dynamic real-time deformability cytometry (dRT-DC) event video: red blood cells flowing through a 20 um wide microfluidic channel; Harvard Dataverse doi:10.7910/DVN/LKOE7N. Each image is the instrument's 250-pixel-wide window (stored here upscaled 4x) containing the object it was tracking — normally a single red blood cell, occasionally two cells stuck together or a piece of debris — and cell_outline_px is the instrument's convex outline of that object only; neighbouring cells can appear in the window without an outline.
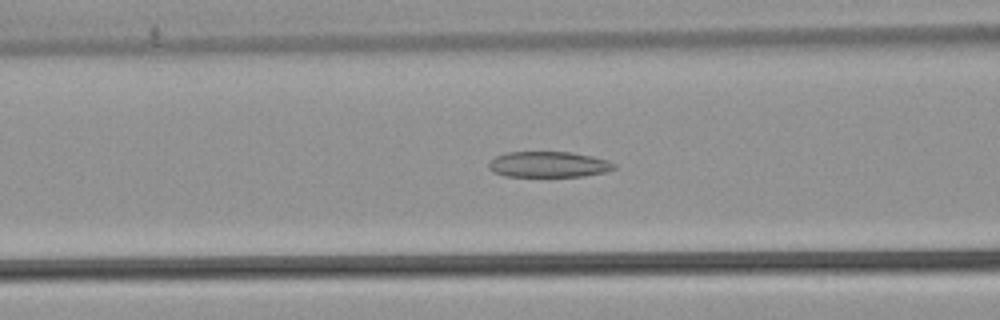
{"species": "common noctule bat (a hibernating species)", "species_latin": "Nyctalus noctula", "temperature_condition": "warm", "stored_images_in_passage": 51, "camera_frame_rate_fps": 3000, "um_per_image_px": 0.085, "animal": {"sex": "male", "body_mass_g": 21.5, "forearm_length_mm": 52.0}, "frame": {"image": 1, "passage_image": 20, "time_ms": 6.333, "image_size_px": [1000, 320], "cell_outline_px": [[616, 168], [608, 172], [584, 176], [504, 176], [492, 172], [488, 168], [488, 164], [496, 156], [508, 152], [572, 152], [592, 156], [608, 160], [616, 164]], "centroid_in_image_um": [46.66, 13.98], "position_along_channel_um": 119.9, "area_um2": 18.96}}
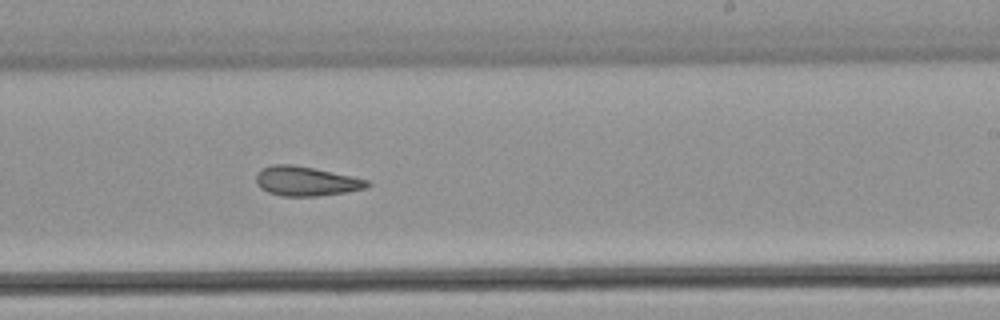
{"frame": {"image": 2, "passage_image": 31, "time_ms": 10.0, "image_size_px": [1000, 320], "cell_outline_px": [[372, 184], [368, 188], [344, 192], [316, 196], [280, 196], [268, 192], [260, 188], [256, 184], [256, 176], [264, 168], [272, 164], [292, 164], [352, 176], [368, 180]], "centroid_in_image_um": [26.02, 15.41], "position_along_channel_um": 263.0, "area_um2": 18.96}}
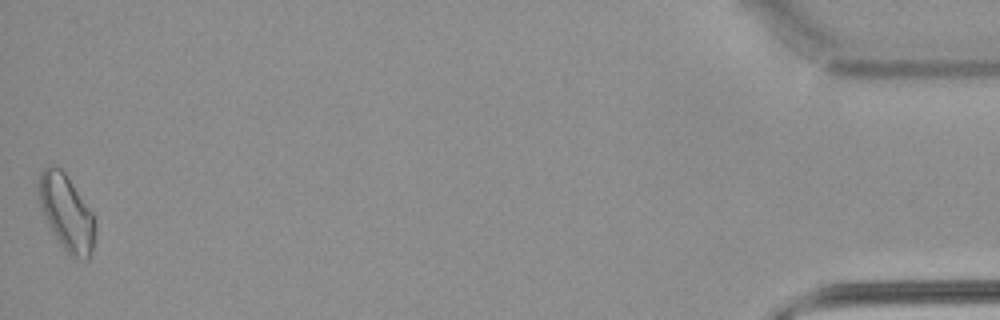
{"frame": {"image": 3, "passage_image": 51, "time_ms": 16.667, "image_size_px": [1000, 320], "cell_outline_px": [[96, 232], [92, 252], [88, 260], [84, 260], [72, 256], [60, 244], [40, 208], [36, 196], [40, 172], [44, 168], [52, 164], [60, 168], [64, 172], [92, 212], [96, 228]], "centroid_in_image_um": [5.64, 18.06], "position_along_channel_um": 429.6, "area_um2": 24.91}, "authors_computed_cell_mechanics": {"area_um2": 20.6924, "velocity_mm_per_s": 3.9056, "shape_relaxation_time_tau1_ms": null, "shape_relaxation_time_tau2_ms": 3.3883, "deformation_change_tau1": null, "deformation_change_tau2": 0.1047}}